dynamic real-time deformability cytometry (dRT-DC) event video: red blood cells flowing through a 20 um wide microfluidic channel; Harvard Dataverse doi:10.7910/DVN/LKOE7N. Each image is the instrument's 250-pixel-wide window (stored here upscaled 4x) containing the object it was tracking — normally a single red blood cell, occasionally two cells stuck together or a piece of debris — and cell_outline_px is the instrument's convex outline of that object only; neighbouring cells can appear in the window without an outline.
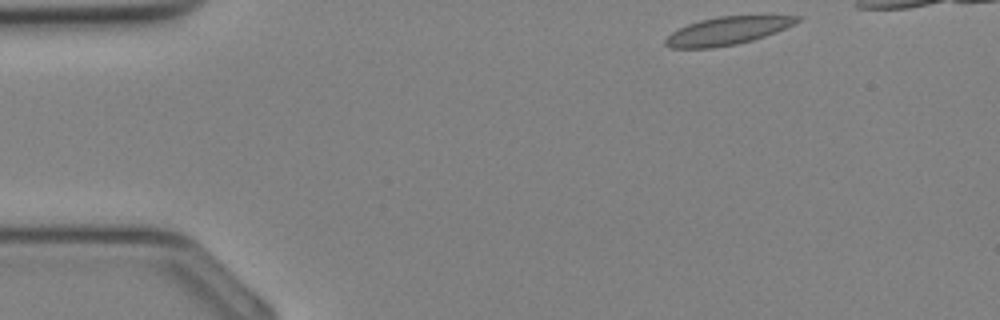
{"species": "Egyptian fruit bat (a non-hibernating species)", "species_latin": "Rousettus aegyptiacus", "temperature_condition": "cold", "stored_images_in_passage": 28, "camera_frame_rate_fps": 3000, "um_per_image_px": 0.085, "animal": {"sex": "female"}, "frame": {"image": 1, "passage_image": 1, "time_ms": 0.0, "image_size_px": [1000, 320], "cell_outline_px": [[800, 20], [776, 32], [752, 40], [736, 44], [712, 48], [672, 48], [664, 44], [664, 40], [672, 32], [688, 24], [700, 20], [716, 16], [800, 16]], "centroid_in_image_um": [61.76, 2.62], "position_along_channel_um": 23.2, "area_um2": 21.1}}
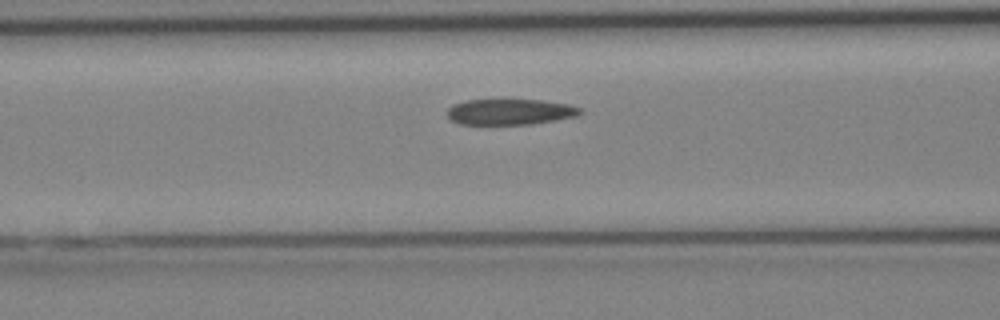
{"frame": {"image": 2, "passage_image": 10, "time_ms": 3.0, "image_size_px": [1000, 320], "cell_outline_px": [[584, 112], [576, 116], [556, 120], [528, 124], [460, 124], [452, 120], [444, 112], [452, 104], [464, 100], [544, 100], [568, 104], [580, 108]], "centroid_in_image_um": [43.32, 9.5], "position_along_channel_um": 123.3, "area_um2": 20.06}}
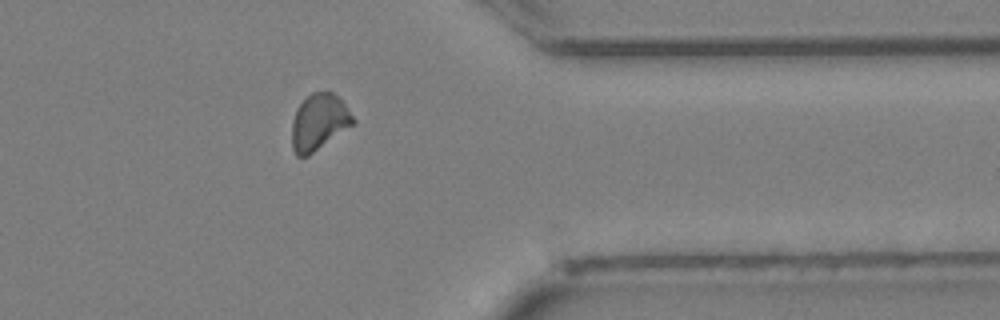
{"frame": {"image": 3, "passage_image": 24, "time_ms": 7.667, "image_size_px": [1000, 320], "cell_outline_px": [[356, 120], [352, 124], [308, 156], [296, 156], [292, 148], [292, 120], [296, 108], [312, 92], [332, 92], [344, 104]], "centroid_in_image_um": [27.07, 10.38], "position_along_channel_um": 384.3, "area_um2": 19.59}}